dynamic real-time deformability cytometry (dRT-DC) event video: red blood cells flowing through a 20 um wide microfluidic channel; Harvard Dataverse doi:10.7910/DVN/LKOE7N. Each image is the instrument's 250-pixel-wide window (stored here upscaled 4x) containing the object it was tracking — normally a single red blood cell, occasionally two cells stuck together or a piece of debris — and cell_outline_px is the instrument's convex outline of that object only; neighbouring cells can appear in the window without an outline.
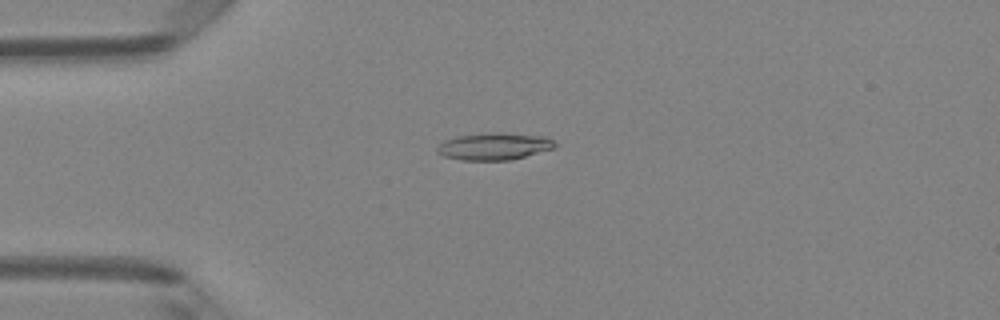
{"species": "Egyptian fruit bat (a non-hibernating species)", "species_latin": "Rousettus aegyptiacus", "temperature_condition": "room temperature", "stored_images_in_passage": 5, "camera_frame_rate_fps": 3000, "um_per_image_px": 0.085, "animal": {"sex": "female"}, "frame": {"image": 1, "passage_image": 4, "time_ms": 1.0, "image_size_px": [1000, 320], "cell_outline_px": [[556, 148], [508, 160], [460, 160], [444, 156], [436, 152], [436, 148], [444, 140], [456, 136], [492, 132], [496, 132], [548, 136], [556, 144]], "centroid_in_image_um": [42.0, 12.43], "position_along_channel_um": 43.0, "area_um2": 18.67}}